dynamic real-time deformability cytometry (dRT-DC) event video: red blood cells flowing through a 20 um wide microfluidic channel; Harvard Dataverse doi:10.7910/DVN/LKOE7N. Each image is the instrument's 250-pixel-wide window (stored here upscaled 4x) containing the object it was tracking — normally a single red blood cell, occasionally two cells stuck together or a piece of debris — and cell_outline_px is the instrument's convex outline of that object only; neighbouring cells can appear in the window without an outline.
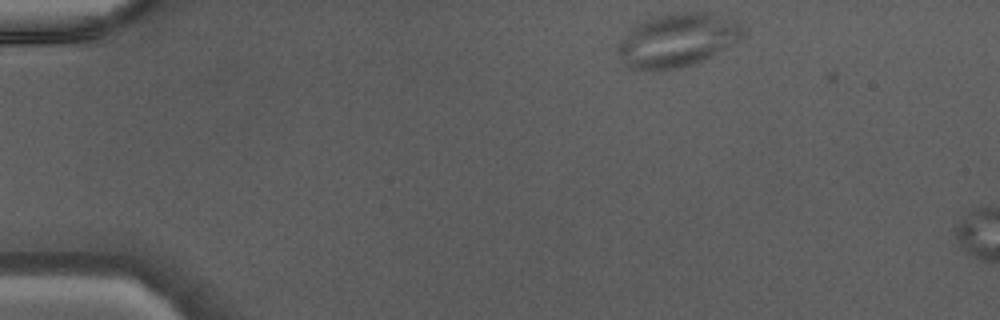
{"species": "Egyptian fruit bat (a non-hibernating species)", "species_latin": "Rousettus aegyptiacus", "temperature_condition": "warm", "stored_images_in_passage": 6, "camera_frame_rate_fps": 3000, "um_per_image_px": 0.085, "animal": {"sex": "male"}, "frame": {"image": 1, "passage_image": 1, "time_ms": 0.0, "image_size_px": [1000, 320], "cell_outline_px": [[744, 36], [740, 40], [700, 60], [676, 68], [644, 72], [628, 68], [616, 52], [616, 44], [632, 28], [652, 16], [684, 12], [708, 12], [736, 20], [744, 28]], "centroid_in_image_um": [57.53, 3.41], "position_along_channel_um": 27.5, "area_um2": 38.84}}